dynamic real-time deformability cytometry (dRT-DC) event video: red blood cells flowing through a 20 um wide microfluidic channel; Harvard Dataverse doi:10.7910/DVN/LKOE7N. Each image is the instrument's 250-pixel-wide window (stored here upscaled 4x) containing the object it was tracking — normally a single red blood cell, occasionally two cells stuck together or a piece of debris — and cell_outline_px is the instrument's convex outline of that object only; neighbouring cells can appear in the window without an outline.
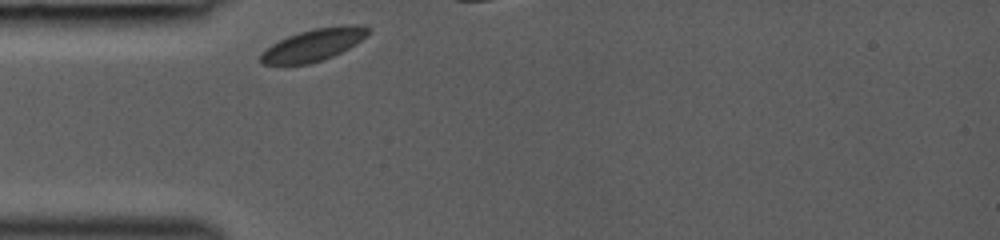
{"species": "common noctule bat (a hibernating species)", "species_latin": "Nyctalus noctula", "temperature_condition": "room temperature", "stored_images_in_passage": 8, "camera_frame_rate_fps": 3000, "um_per_image_px": 0.085, "animal": {"sex": "female", "body_mass_g": 19.0, "forearm_length_mm": 53.3}, "frame": {"image": 1, "passage_image": 1, "time_ms": 0.0, "image_size_px": [1000, 240], "cell_outline_px": [[368, 32], [360, 40], [348, 48], [332, 56], [308, 64], [264, 64], [260, 60], [260, 52], [272, 44], [288, 36], [300, 32], [316, 28], [344, 24], [356, 24], [368, 28]], "centroid_in_image_um": [26.61, 3.8], "position_along_channel_um": 58.4, "area_um2": 19.65}}
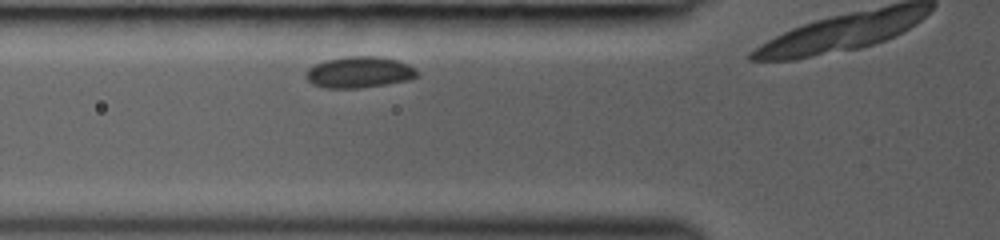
{"frame": {"image": 2, "passage_image": 4, "time_ms": 1.0, "image_size_px": [1000, 240], "cell_outline_px": [[416, 76], [408, 80], [384, 84], [356, 88], [324, 88], [312, 84], [304, 76], [308, 68], [316, 64], [328, 60], [348, 56], [376, 56], [396, 60], [408, 64], [416, 72]], "centroid_in_image_um": [30.47, 6.14], "position_along_channel_um": 95.3, "area_um2": 19.88}}
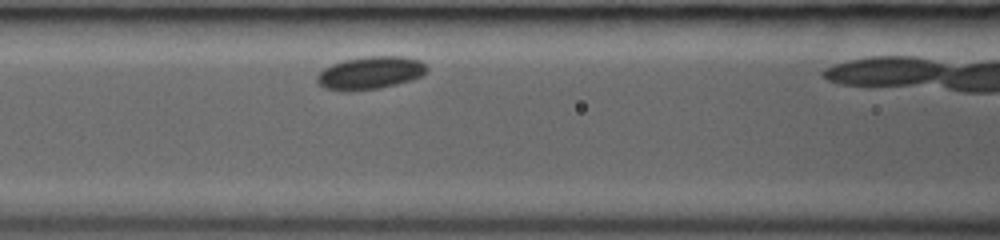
{"frame": {"image": 3, "passage_image": 7, "time_ms": 2.0, "image_size_px": [1000, 240], "cell_outline_px": [[428, 68], [420, 76], [412, 80], [380, 88], [344, 92], [324, 88], [316, 80], [316, 76], [324, 68], [332, 64], [344, 60], [364, 56], [404, 56], [420, 60]], "centroid_in_image_um": [31.45, 6.19], "position_along_channel_um": 135.2, "area_um2": 21.04}}